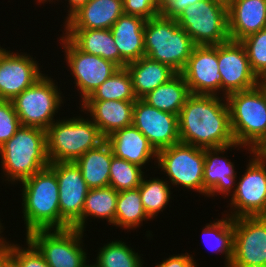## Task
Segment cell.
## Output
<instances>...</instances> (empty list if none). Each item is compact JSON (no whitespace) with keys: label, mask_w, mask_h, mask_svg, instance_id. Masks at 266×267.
I'll return each mask as SVG.
<instances>
[{"label":"cell","mask_w":266,"mask_h":267,"mask_svg":"<svg viewBox=\"0 0 266 267\" xmlns=\"http://www.w3.org/2000/svg\"><path fill=\"white\" fill-rule=\"evenodd\" d=\"M180 142L210 149L235 143L226 97L190 94L178 114Z\"/></svg>","instance_id":"6da1fadb"},{"label":"cell","mask_w":266,"mask_h":267,"mask_svg":"<svg viewBox=\"0 0 266 267\" xmlns=\"http://www.w3.org/2000/svg\"><path fill=\"white\" fill-rule=\"evenodd\" d=\"M5 181L19 183L49 166L46 130L21 125L0 148Z\"/></svg>","instance_id":"7a4b0ae2"},{"label":"cell","mask_w":266,"mask_h":267,"mask_svg":"<svg viewBox=\"0 0 266 267\" xmlns=\"http://www.w3.org/2000/svg\"><path fill=\"white\" fill-rule=\"evenodd\" d=\"M22 184V213L26 236L35 230L60 229L59 185L48 166Z\"/></svg>","instance_id":"3957f363"},{"label":"cell","mask_w":266,"mask_h":267,"mask_svg":"<svg viewBox=\"0 0 266 267\" xmlns=\"http://www.w3.org/2000/svg\"><path fill=\"white\" fill-rule=\"evenodd\" d=\"M227 103L234 140L250 155L266 143V91L260 86L229 94Z\"/></svg>","instance_id":"277c9868"},{"label":"cell","mask_w":266,"mask_h":267,"mask_svg":"<svg viewBox=\"0 0 266 267\" xmlns=\"http://www.w3.org/2000/svg\"><path fill=\"white\" fill-rule=\"evenodd\" d=\"M144 46L146 57L181 73L196 45L175 18L159 14L145 22Z\"/></svg>","instance_id":"5b68a950"},{"label":"cell","mask_w":266,"mask_h":267,"mask_svg":"<svg viewBox=\"0 0 266 267\" xmlns=\"http://www.w3.org/2000/svg\"><path fill=\"white\" fill-rule=\"evenodd\" d=\"M106 138L94 122L83 116L55 120L46 129L49 163L75 162L88 150L98 147Z\"/></svg>","instance_id":"8992f818"},{"label":"cell","mask_w":266,"mask_h":267,"mask_svg":"<svg viewBox=\"0 0 266 267\" xmlns=\"http://www.w3.org/2000/svg\"><path fill=\"white\" fill-rule=\"evenodd\" d=\"M196 46L219 45L230 40L228 7L224 0H200L175 18Z\"/></svg>","instance_id":"52a82bcc"},{"label":"cell","mask_w":266,"mask_h":267,"mask_svg":"<svg viewBox=\"0 0 266 267\" xmlns=\"http://www.w3.org/2000/svg\"><path fill=\"white\" fill-rule=\"evenodd\" d=\"M60 92L55 80L47 75L26 88L12 100L20 124L46 130L63 104Z\"/></svg>","instance_id":"ba28073f"},{"label":"cell","mask_w":266,"mask_h":267,"mask_svg":"<svg viewBox=\"0 0 266 267\" xmlns=\"http://www.w3.org/2000/svg\"><path fill=\"white\" fill-rule=\"evenodd\" d=\"M83 235V231L70 227L35 230L26 239L43 255L49 267H89L87 252L83 250Z\"/></svg>","instance_id":"9c48e42d"},{"label":"cell","mask_w":266,"mask_h":267,"mask_svg":"<svg viewBox=\"0 0 266 267\" xmlns=\"http://www.w3.org/2000/svg\"><path fill=\"white\" fill-rule=\"evenodd\" d=\"M204 160L203 148L179 142L158 151L155 163L172 186H182L203 195Z\"/></svg>","instance_id":"30bf717a"},{"label":"cell","mask_w":266,"mask_h":267,"mask_svg":"<svg viewBox=\"0 0 266 267\" xmlns=\"http://www.w3.org/2000/svg\"><path fill=\"white\" fill-rule=\"evenodd\" d=\"M247 168L231 194V218L266 216V161L253 152Z\"/></svg>","instance_id":"8fae6325"},{"label":"cell","mask_w":266,"mask_h":267,"mask_svg":"<svg viewBox=\"0 0 266 267\" xmlns=\"http://www.w3.org/2000/svg\"><path fill=\"white\" fill-rule=\"evenodd\" d=\"M75 87L84 102L92 92L111 77L119 67L100 56L79 50L66 36L59 37ZM80 90V91H79Z\"/></svg>","instance_id":"7c38bea8"},{"label":"cell","mask_w":266,"mask_h":267,"mask_svg":"<svg viewBox=\"0 0 266 267\" xmlns=\"http://www.w3.org/2000/svg\"><path fill=\"white\" fill-rule=\"evenodd\" d=\"M230 267H266V216L234 218Z\"/></svg>","instance_id":"4fadbf2b"},{"label":"cell","mask_w":266,"mask_h":267,"mask_svg":"<svg viewBox=\"0 0 266 267\" xmlns=\"http://www.w3.org/2000/svg\"><path fill=\"white\" fill-rule=\"evenodd\" d=\"M59 185L60 229L70 228L81 216L89 188L75 162H54Z\"/></svg>","instance_id":"5bb4252c"},{"label":"cell","mask_w":266,"mask_h":267,"mask_svg":"<svg viewBox=\"0 0 266 267\" xmlns=\"http://www.w3.org/2000/svg\"><path fill=\"white\" fill-rule=\"evenodd\" d=\"M218 68L222 76L223 97L259 85V79L251 70L247 52L240 41L228 40L218 45Z\"/></svg>","instance_id":"9a60e30c"},{"label":"cell","mask_w":266,"mask_h":267,"mask_svg":"<svg viewBox=\"0 0 266 267\" xmlns=\"http://www.w3.org/2000/svg\"><path fill=\"white\" fill-rule=\"evenodd\" d=\"M133 125L156 152L180 142L178 115L158 110L143 99L135 101Z\"/></svg>","instance_id":"2e32d148"},{"label":"cell","mask_w":266,"mask_h":267,"mask_svg":"<svg viewBox=\"0 0 266 267\" xmlns=\"http://www.w3.org/2000/svg\"><path fill=\"white\" fill-rule=\"evenodd\" d=\"M180 74L190 93L219 96L222 76L218 68V45L195 46Z\"/></svg>","instance_id":"e0dca14e"},{"label":"cell","mask_w":266,"mask_h":267,"mask_svg":"<svg viewBox=\"0 0 266 267\" xmlns=\"http://www.w3.org/2000/svg\"><path fill=\"white\" fill-rule=\"evenodd\" d=\"M32 56L6 50L0 57V100L12 101L34 84L42 74Z\"/></svg>","instance_id":"ac0fdd59"},{"label":"cell","mask_w":266,"mask_h":267,"mask_svg":"<svg viewBox=\"0 0 266 267\" xmlns=\"http://www.w3.org/2000/svg\"><path fill=\"white\" fill-rule=\"evenodd\" d=\"M237 147L238 150L241 147L244 148L243 145L235 142L225 147L204 149L203 195L205 197H214V195L230 197V193L235 192L237 172L234 169V162L220 154L227 153L229 149L232 151V148Z\"/></svg>","instance_id":"d6986e66"},{"label":"cell","mask_w":266,"mask_h":267,"mask_svg":"<svg viewBox=\"0 0 266 267\" xmlns=\"http://www.w3.org/2000/svg\"><path fill=\"white\" fill-rule=\"evenodd\" d=\"M80 105L79 109L90 113V119L105 138L114 131L133 124L135 101L85 100Z\"/></svg>","instance_id":"ffe728a7"},{"label":"cell","mask_w":266,"mask_h":267,"mask_svg":"<svg viewBox=\"0 0 266 267\" xmlns=\"http://www.w3.org/2000/svg\"><path fill=\"white\" fill-rule=\"evenodd\" d=\"M230 40L241 41L266 28V0H227Z\"/></svg>","instance_id":"44dd1931"},{"label":"cell","mask_w":266,"mask_h":267,"mask_svg":"<svg viewBox=\"0 0 266 267\" xmlns=\"http://www.w3.org/2000/svg\"><path fill=\"white\" fill-rule=\"evenodd\" d=\"M145 22L142 17L123 14L110 28L120 53V68L145 56Z\"/></svg>","instance_id":"7402d4cb"},{"label":"cell","mask_w":266,"mask_h":267,"mask_svg":"<svg viewBox=\"0 0 266 267\" xmlns=\"http://www.w3.org/2000/svg\"><path fill=\"white\" fill-rule=\"evenodd\" d=\"M123 14V0H89L64 22V28L110 29Z\"/></svg>","instance_id":"603a6c76"},{"label":"cell","mask_w":266,"mask_h":267,"mask_svg":"<svg viewBox=\"0 0 266 267\" xmlns=\"http://www.w3.org/2000/svg\"><path fill=\"white\" fill-rule=\"evenodd\" d=\"M106 141L115 157L136 164L143 169L151 159L157 160V152L148 139L132 124L111 133Z\"/></svg>","instance_id":"cb8c5ba5"},{"label":"cell","mask_w":266,"mask_h":267,"mask_svg":"<svg viewBox=\"0 0 266 267\" xmlns=\"http://www.w3.org/2000/svg\"><path fill=\"white\" fill-rule=\"evenodd\" d=\"M64 32L79 50L100 56L120 68V53L110 29H64Z\"/></svg>","instance_id":"d4e9b609"},{"label":"cell","mask_w":266,"mask_h":267,"mask_svg":"<svg viewBox=\"0 0 266 267\" xmlns=\"http://www.w3.org/2000/svg\"><path fill=\"white\" fill-rule=\"evenodd\" d=\"M126 68L131 75L133 91L137 99H142L177 74L169 66L146 56L127 64Z\"/></svg>","instance_id":"484cf974"},{"label":"cell","mask_w":266,"mask_h":267,"mask_svg":"<svg viewBox=\"0 0 266 267\" xmlns=\"http://www.w3.org/2000/svg\"><path fill=\"white\" fill-rule=\"evenodd\" d=\"M113 156L112 148L105 140L75 161L89 189L109 186L110 165Z\"/></svg>","instance_id":"4316f807"},{"label":"cell","mask_w":266,"mask_h":267,"mask_svg":"<svg viewBox=\"0 0 266 267\" xmlns=\"http://www.w3.org/2000/svg\"><path fill=\"white\" fill-rule=\"evenodd\" d=\"M118 193L111 186L89 189L82 216L71 227L84 232L86 223H88L87 217L89 216L90 218L94 217V219H106L107 223L113 226L115 223Z\"/></svg>","instance_id":"83f0119b"},{"label":"cell","mask_w":266,"mask_h":267,"mask_svg":"<svg viewBox=\"0 0 266 267\" xmlns=\"http://www.w3.org/2000/svg\"><path fill=\"white\" fill-rule=\"evenodd\" d=\"M190 94L183 76L177 73L167 83L159 85L142 99L158 110L178 115Z\"/></svg>","instance_id":"f1b7e54d"},{"label":"cell","mask_w":266,"mask_h":267,"mask_svg":"<svg viewBox=\"0 0 266 267\" xmlns=\"http://www.w3.org/2000/svg\"><path fill=\"white\" fill-rule=\"evenodd\" d=\"M151 219L145 212L139 187L118 193L115 223L113 226L120 227L122 230H133L141 225L143 221Z\"/></svg>","instance_id":"f546056e"},{"label":"cell","mask_w":266,"mask_h":267,"mask_svg":"<svg viewBox=\"0 0 266 267\" xmlns=\"http://www.w3.org/2000/svg\"><path fill=\"white\" fill-rule=\"evenodd\" d=\"M226 216L206 224L202 229V237L204 243L211 251L225 255L224 267H230L234 245V218Z\"/></svg>","instance_id":"4dcf8cb0"},{"label":"cell","mask_w":266,"mask_h":267,"mask_svg":"<svg viewBox=\"0 0 266 267\" xmlns=\"http://www.w3.org/2000/svg\"><path fill=\"white\" fill-rule=\"evenodd\" d=\"M134 248L120 240L110 241L100 247L92 267H144L141 256Z\"/></svg>","instance_id":"1f68e13d"},{"label":"cell","mask_w":266,"mask_h":267,"mask_svg":"<svg viewBox=\"0 0 266 267\" xmlns=\"http://www.w3.org/2000/svg\"><path fill=\"white\" fill-rule=\"evenodd\" d=\"M86 100L136 101L132 78L127 68H119L95 89Z\"/></svg>","instance_id":"d6a6232c"},{"label":"cell","mask_w":266,"mask_h":267,"mask_svg":"<svg viewBox=\"0 0 266 267\" xmlns=\"http://www.w3.org/2000/svg\"><path fill=\"white\" fill-rule=\"evenodd\" d=\"M163 178H142L139 186L141 201L146 214L155 218L159 212H163L171 199V185Z\"/></svg>","instance_id":"836d02e7"},{"label":"cell","mask_w":266,"mask_h":267,"mask_svg":"<svg viewBox=\"0 0 266 267\" xmlns=\"http://www.w3.org/2000/svg\"><path fill=\"white\" fill-rule=\"evenodd\" d=\"M143 168L124 159L112 157L109 186L117 192L138 188L145 175Z\"/></svg>","instance_id":"e575fe53"},{"label":"cell","mask_w":266,"mask_h":267,"mask_svg":"<svg viewBox=\"0 0 266 267\" xmlns=\"http://www.w3.org/2000/svg\"><path fill=\"white\" fill-rule=\"evenodd\" d=\"M247 52L251 70L259 79L266 73V28L240 41Z\"/></svg>","instance_id":"d590c367"},{"label":"cell","mask_w":266,"mask_h":267,"mask_svg":"<svg viewBox=\"0 0 266 267\" xmlns=\"http://www.w3.org/2000/svg\"><path fill=\"white\" fill-rule=\"evenodd\" d=\"M27 247L8 242V252L18 261L21 267H49L43 255L26 239Z\"/></svg>","instance_id":"8d00e7d4"},{"label":"cell","mask_w":266,"mask_h":267,"mask_svg":"<svg viewBox=\"0 0 266 267\" xmlns=\"http://www.w3.org/2000/svg\"><path fill=\"white\" fill-rule=\"evenodd\" d=\"M21 126L12 101L0 100V148Z\"/></svg>","instance_id":"74e56055"},{"label":"cell","mask_w":266,"mask_h":267,"mask_svg":"<svg viewBox=\"0 0 266 267\" xmlns=\"http://www.w3.org/2000/svg\"><path fill=\"white\" fill-rule=\"evenodd\" d=\"M124 14L135 15L149 20L162 14L157 0H123Z\"/></svg>","instance_id":"f35d334b"},{"label":"cell","mask_w":266,"mask_h":267,"mask_svg":"<svg viewBox=\"0 0 266 267\" xmlns=\"http://www.w3.org/2000/svg\"><path fill=\"white\" fill-rule=\"evenodd\" d=\"M160 264H157L156 267H197L193 255L189 253L178 254L169 256L167 259L162 260Z\"/></svg>","instance_id":"ab89813d"},{"label":"cell","mask_w":266,"mask_h":267,"mask_svg":"<svg viewBox=\"0 0 266 267\" xmlns=\"http://www.w3.org/2000/svg\"><path fill=\"white\" fill-rule=\"evenodd\" d=\"M200 0H173L168 6L162 11V14L168 18H176L180 12L187 6H191Z\"/></svg>","instance_id":"60d3db41"},{"label":"cell","mask_w":266,"mask_h":267,"mask_svg":"<svg viewBox=\"0 0 266 267\" xmlns=\"http://www.w3.org/2000/svg\"><path fill=\"white\" fill-rule=\"evenodd\" d=\"M0 267H21L18 261L8 252L7 248L0 250Z\"/></svg>","instance_id":"b9f144b4"},{"label":"cell","mask_w":266,"mask_h":267,"mask_svg":"<svg viewBox=\"0 0 266 267\" xmlns=\"http://www.w3.org/2000/svg\"><path fill=\"white\" fill-rule=\"evenodd\" d=\"M56 2V0H54ZM59 2V0H57ZM68 3V16L66 17V19L64 21H66L74 12H76L80 7H82L83 5H85L89 0H67Z\"/></svg>","instance_id":"7bdbcfd3"},{"label":"cell","mask_w":266,"mask_h":267,"mask_svg":"<svg viewBox=\"0 0 266 267\" xmlns=\"http://www.w3.org/2000/svg\"><path fill=\"white\" fill-rule=\"evenodd\" d=\"M3 229L4 228H3L1 220H0V234L3 233V231H2ZM1 236H2V234L0 235V250L7 248V245L9 242V241H7V238L5 239V237H3V236L1 237Z\"/></svg>","instance_id":"ee69618b"},{"label":"cell","mask_w":266,"mask_h":267,"mask_svg":"<svg viewBox=\"0 0 266 267\" xmlns=\"http://www.w3.org/2000/svg\"><path fill=\"white\" fill-rule=\"evenodd\" d=\"M158 7L163 11L173 0H157Z\"/></svg>","instance_id":"f6af8a7d"},{"label":"cell","mask_w":266,"mask_h":267,"mask_svg":"<svg viewBox=\"0 0 266 267\" xmlns=\"http://www.w3.org/2000/svg\"><path fill=\"white\" fill-rule=\"evenodd\" d=\"M257 153L266 161V143L257 151Z\"/></svg>","instance_id":"bcb514c9"},{"label":"cell","mask_w":266,"mask_h":267,"mask_svg":"<svg viewBox=\"0 0 266 267\" xmlns=\"http://www.w3.org/2000/svg\"><path fill=\"white\" fill-rule=\"evenodd\" d=\"M259 85L266 91V73L259 78Z\"/></svg>","instance_id":"7dc6e473"},{"label":"cell","mask_w":266,"mask_h":267,"mask_svg":"<svg viewBox=\"0 0 266 267\" xmlns=\"http://www.w3.org/2000/svg\"><path fill=\"white\" fill-rule=\"evenodd\" d=\"M38 3H45V2H54L53 0H37Z\"/></svg>","instance_id":"c3c4849f"},{"label":"cell","mask_w":266,"mask_h":267,"mask_svg":"<svg viewBox=\"0 0 266 267\" xmlns=\"http://www.w3.org/2000/svg\"><path fill=\"white\" fill-rule=\"evenodd\" d=\"M6 51V49H4V48H2L1 46H0V57L3 55V53Z\"/></svg>","instance_id":"681fc988"}]
</instances>
